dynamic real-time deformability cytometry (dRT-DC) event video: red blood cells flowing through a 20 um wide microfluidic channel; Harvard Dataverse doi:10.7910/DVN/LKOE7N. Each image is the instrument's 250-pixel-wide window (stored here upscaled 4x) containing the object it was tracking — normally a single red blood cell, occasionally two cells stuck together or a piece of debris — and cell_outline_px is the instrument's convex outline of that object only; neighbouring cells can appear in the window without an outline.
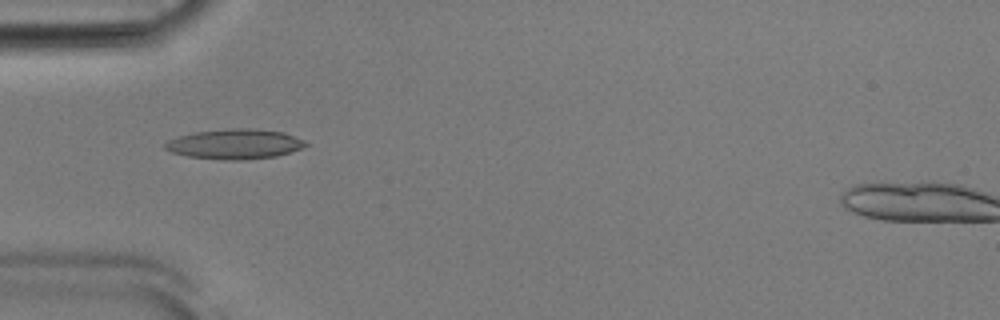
{"species": "Egyptian fruit bat (a non-hibernating species)", "species_latin": "Rousettus aegyptiacus", "temperature_condition": "room temperature", "stored_images_in_passage": 39, "camera_frame_rate_fps": 3000, "um_per_image_px": 0.085, "animal": {"sex": "male"}, "frame": {"image": 1, "passage_image": 3, "time_ms": 0.667, "image_size_px": [1000, 320], "cell_outline_px": [[308, 144], [304, 148], [276, 156], [244, 160], [228, 160], [188, 156], [172, 152], [164, 148], [164, 144], [168, 140], [180, 136], [196, 132], [228, 128], [248, 128], [284, 132], [304, 140]], "centroid_in_image_um": [19.99, 12.24], "position_along_channel_um": 65.0, "area_um2": 24.45}}
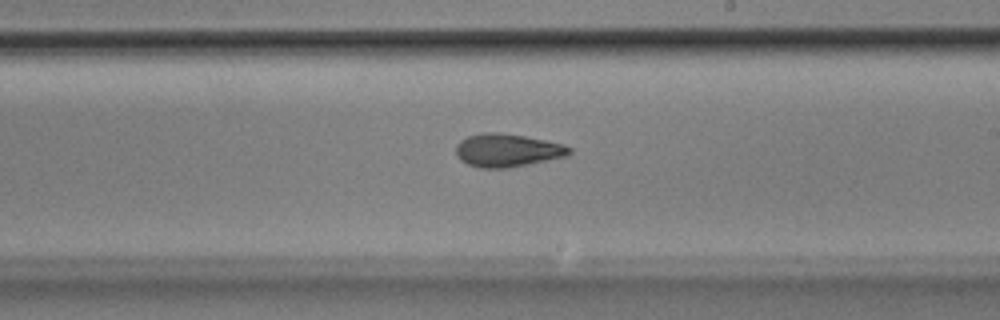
{"frame": {"image": 2, "passage_image": 17, "time_ms": 5.333, "image_size_px": [1000, 320], "cell_outline_px": [[572, 152], [568, 156], [508, 168], [480, 168], [468, 164], [460, 160], [456, 156], [456, 144], [460, 140], [468, 136], [480, 132], [500, 132], [524, 136], [564, 144], [572, 148]], "centroid_in_image_um": [43.11, 12.77], "position_along_channel_um": 245.9, "area_um2": 22.08}}
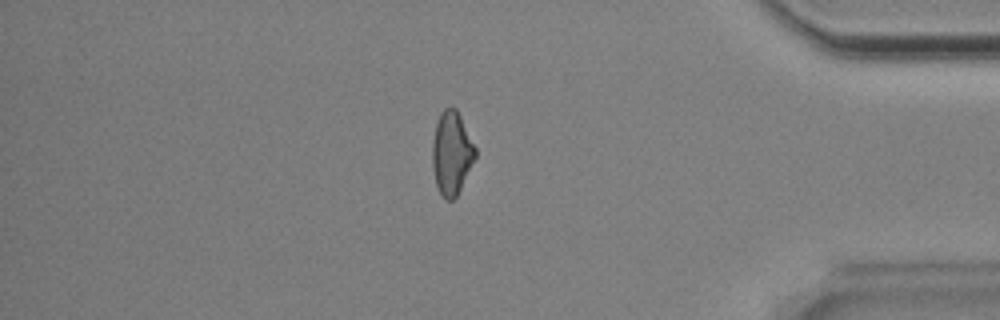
{"frame": {"image": 3, "passage_image": 31, "time_ms": 10.0, "image_size_px": [1000, 320], "cell_outline_px": [[476, 156], [456, 196], [452, 200], [444, 200], [436, 184], [432, 168], [432, 140], [436, 124], [440, 112], [444, 108], [456, 108], [476, 148]], "centroid_in_image_um": [38.36, 13.0], "position_along_channel_um": 396.8, "area_um2": 20.63}, "authors_computed_cell_mechanics": {"area_um2": 21.3282, "velocity_mm_per_s": 3.8961, "shape_relaxation_time_tau1_ms": 7.5531, "shape_relaxation_time_tau2_ms": 3.9956, "deformation_change_tau1": 0.1932, "deformation_change_tau2": 0.1299}}